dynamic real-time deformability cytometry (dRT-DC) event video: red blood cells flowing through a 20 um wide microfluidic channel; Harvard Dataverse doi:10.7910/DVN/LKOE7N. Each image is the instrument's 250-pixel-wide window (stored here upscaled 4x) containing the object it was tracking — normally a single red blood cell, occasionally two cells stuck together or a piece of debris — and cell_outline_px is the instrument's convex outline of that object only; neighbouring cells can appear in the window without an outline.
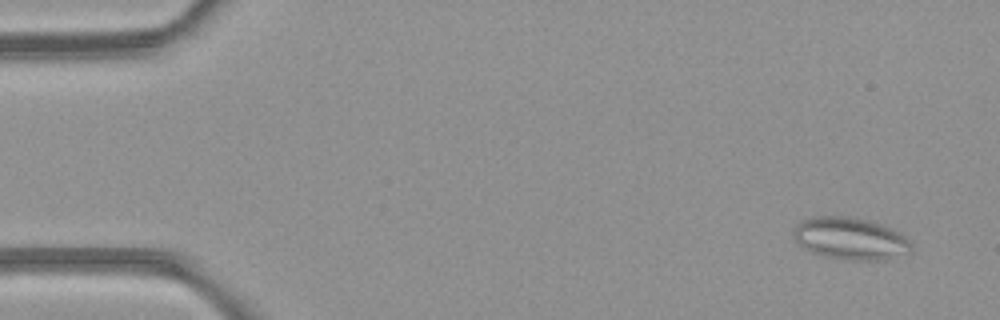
{"species": "common noctule bat (a hibernating species)", "species_latin": "Nyctalus noctula", "temperature_condition": "room temperature", "stored_images_in_passage": 4, "camera_frame_rate_fps": 3000, "um_per_image_px": 0.085, "animal": {"sex": "female", "body_mass_g": 21.9}, "frame": {"image": 1, "passage_image": 1, "time_ms": 0.0, "image_size_px": [1000, 320], "cell_outline_px": [[912, 248], [888, 260], [844, 260], [824, 256], [812, 252], [796, 244], [792, 236], [796, 224], [800, 220], [816, 216], [848, 216], [868, 220], [880, 224], [900, 232], [912, 244]], "centroid_in_image_um": [72.21, 20.27], "position_along_channel_um": 12.8, "area_um2": 29.07}}
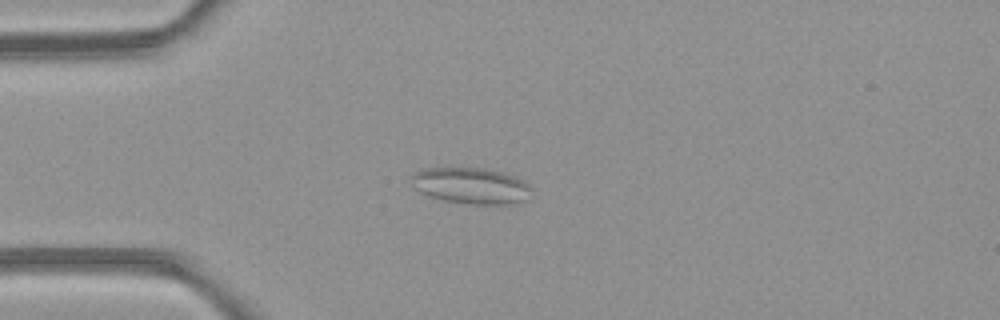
{"frame": {"image": 2, "passage_image": 4, "time_ms": 3.333, "image_size_px": [1000, 320], "cell_outline_px": [[532, 200], [516, 204], [468, 204], [444, 200], [428, 196], [412, 188], [412, 176], [416, 172], [428, 168], [480, 168], [500, 172], [516, 176], [528, 184], [532, 188]], "centroid_in_image_um": [40.11, 15.81], "position_along_channel_um": 44.9, "area_um2": 25.66}}